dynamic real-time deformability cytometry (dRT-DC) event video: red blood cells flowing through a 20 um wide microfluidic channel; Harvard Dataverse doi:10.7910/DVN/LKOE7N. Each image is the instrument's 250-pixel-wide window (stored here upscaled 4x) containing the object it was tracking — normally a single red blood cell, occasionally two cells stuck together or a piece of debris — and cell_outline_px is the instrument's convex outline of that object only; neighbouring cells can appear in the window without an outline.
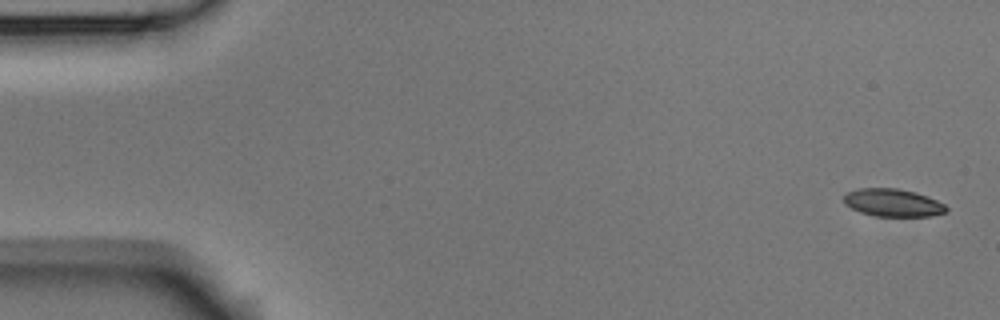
{"species": "Egyptian fruit bat (a non-hibernating species)", "species_latin": "Rousettus aegyptiacus", "temperature_condition": "room temperature", "stored_images_in_passage": 4, "camera_frame_rate_fps": 3000, "um_per_image_px": 0.085, "animal": {"sex": "male"}, "frame": {"image": 1, "passage_image": 1, "time_ms": 0.0, "image_size_px": [1000, 320], "cell_outline_px": [[948, 212], [932, 216], [876, 216], [860, 212], [844, 204], [844, 196], [848, 192], [860, 188], [896, 188], [916, 192], [928, 196], [944, 204], [948, 208]], "centroid_in_image_um": [75.92, 17.23], "position_along_channel_um": 9.1, "area_um2": 16.59}}
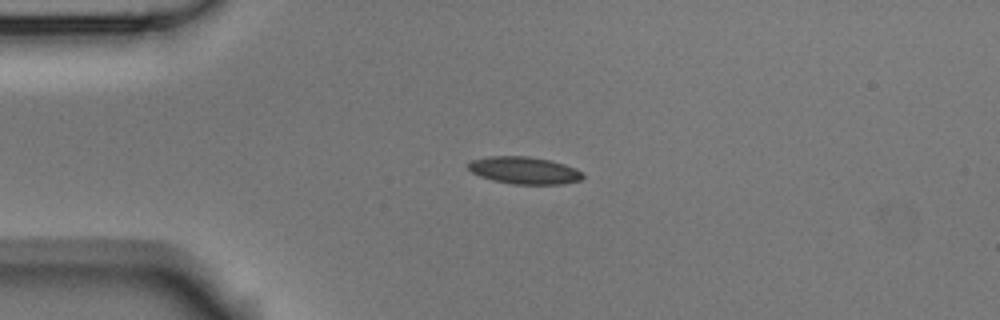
{"frame": {"image": 2, "passage_image": 4, "time_ms": 1.0, "image_size_px": [1000, 320], "cell_outline_px": [[584, 176], [580, 180], [564, 184], [512, 184], [492, 180], [480, 176], [472, 172], [468, 168], [468, 164], [472, 160], [488, 156], [528, 156], [548, 160], [564, 164], [584, 172]], "centroid_in_image_um": [44.57, 14.48], "position_along_channel_um": 40.4, "area_um2": 18.15}}